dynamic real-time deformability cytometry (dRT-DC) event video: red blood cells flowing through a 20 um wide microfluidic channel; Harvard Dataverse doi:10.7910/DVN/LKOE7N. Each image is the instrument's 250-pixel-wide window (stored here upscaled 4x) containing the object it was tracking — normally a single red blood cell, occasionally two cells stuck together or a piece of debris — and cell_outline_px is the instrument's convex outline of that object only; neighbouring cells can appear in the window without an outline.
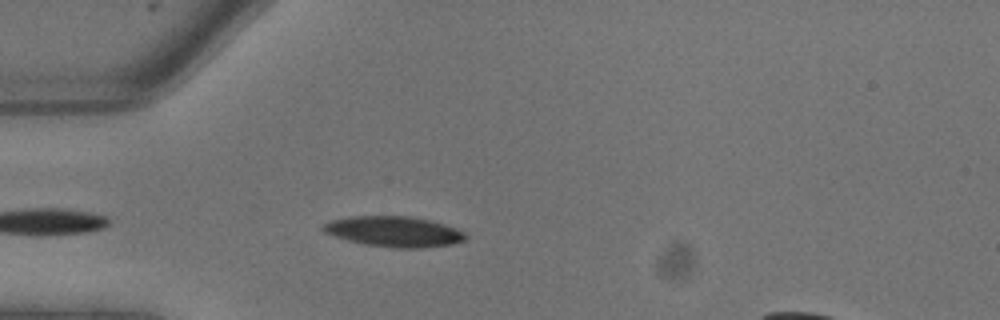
{"species": "common noctule bat (a hibernating species)", "species_latin": "Nyctalus noctula", "temperature_condition": "warm", "stored_images_in_passage": 4, "camera_frame_rate_fps": 3000, "um_per_image_px": 0.085, "animal": {"sex": "male", "body_mass_g": 13.3}, "frame": {"image": 1, "passage_image": 2, "time_ms": 0.333, "image_size_px": [1000, 320], "cell_outline_px": [[468, 236], [464, 240], [452, 244], [420, 248], [392, 248], [364, 244], [332, 236], [324, 232], [320, 228], [328, 220], [348, 216], [412, 216], [432, 220], [444, 224], [464, 232]], "centroid_in_image_um": [33.45, 19.67], "position_along_channel_um": 51.6, "area_um2": 25.55}}